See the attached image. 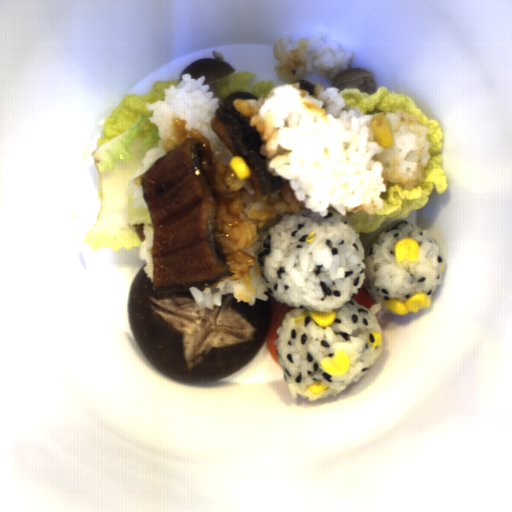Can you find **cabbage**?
Masks as SVG:
<instances>
[{"mask_svg":"<svg viewBox=\"0 0 512 512\" xmlns=\"http://www.w3.org/2000/svg\"><path fill=\"white\" fill-rule=\"evenodd\" d=\"M181 79H161L144 94H125L103 124L90 156L99 177L97 214L84 240L91 249H137L154 231L148 208H135L129 186L148 150L159 144L158 127L149 119L148 103L164 100V91Z\"/></svg>","mask_w":512,"mask_h":512,"instance_id":"obj_1","label":"cabbage"},{"mask_svg":"<svg viewBox=\"0 0 512 512\" xmlns=\"http://www.w3.org/2000/svg\"><path fill=\"white\" fill-rule=\"evenodd\" d=\"M346 104L356 107L365 116H374L403 111L417 119L424 127L426 139L430 142V156L424 167L421 184L412 190H403L390 184L383 193V208L374 214L355 212L349 214L348 221L357 231L364 250H368L378 232L394 221L405 220L410 212L426 206L433 191L442 194L448 186L443 172L444 130L440 122L429 118L405 95L394 93L388 87L379 88L375 94H368L360 88L339 91Z\"/></svg>","mask_w":512,"mask_h":512,"instance_id":"obj_2","label":"cabbage"},{"mask_svg":"<svg viewBox=\"0 0 512 512\" xmlns=\"http://www.w3.org/2000/svg\"><path fill=\"white\" fill-rule=\"evenodd\" d=\"M214 98L222 99L228 94L243 91L255 97L268 95L276 83L267 81L259 77L254 72L232 73L230 76L205 82Z\"/></svg>","mask_w":512,"mask_h":512,"instance_id":"obj_3","label":"cabbage"}]
</instances>
